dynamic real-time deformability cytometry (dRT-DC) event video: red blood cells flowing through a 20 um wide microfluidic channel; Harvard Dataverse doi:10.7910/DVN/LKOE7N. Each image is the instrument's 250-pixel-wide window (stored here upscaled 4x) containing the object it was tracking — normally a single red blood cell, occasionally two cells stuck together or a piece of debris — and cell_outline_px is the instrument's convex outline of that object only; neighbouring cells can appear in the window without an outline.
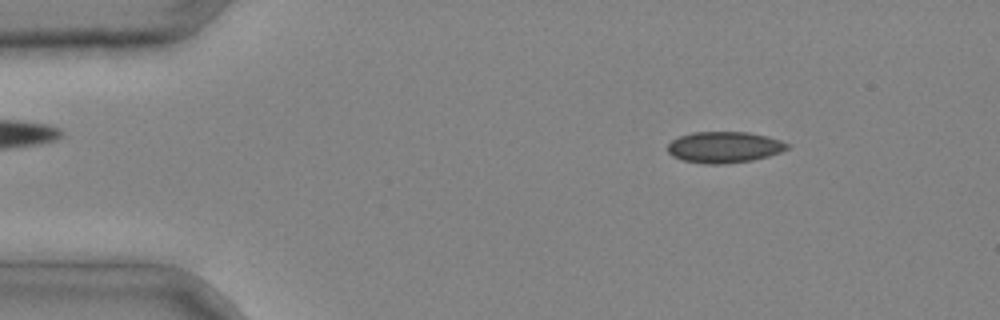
{"species": "common noctule bat (a hibernating species)", "species_latin": "Nyctalus noctula", "temperature_condition": "cold", "stored_images_in_passage": 4, "camera_frame_rate_fps": 3000, "um_per_image_px": 0.085, "animal": {"sex": "male", "body_mass_g": 20.4}, "frame": {"image": 1, "passage_image": 1, "time_ms": 0.0, "image_size_px": [1000, 320], "cell_outline_px": [[792, 144], [788, 148], [780, 152], [768, 156], [752, 160], [720, 164], [708, 164], [684, 160], [672, 156], [668, 152], [668, 144], [672, 140], [680, 136], [692, 132], [748, 132], [768, 136]], "centroid_in_image_um": [61.58, 12.5], "position_along_channel_um": 23.4, "area_um2": 21.68}}
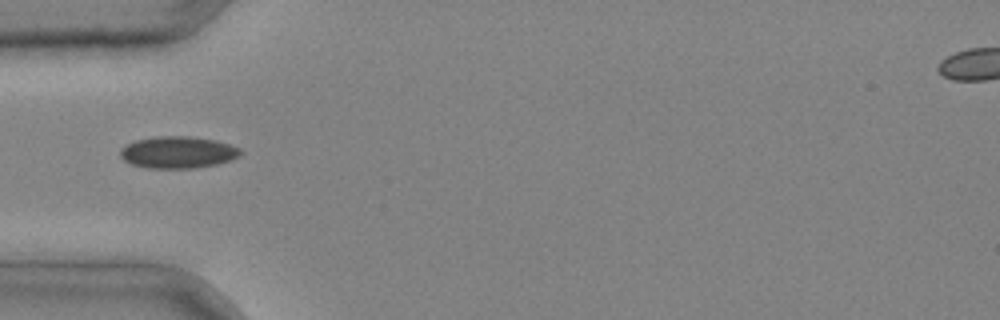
{"frame": {"image": 2, "passage_image": 3, "time_ms": 0.667, "image_size_px": [1000, 320], "cell_outline_px": [[244, 152], [240, 156], [216, 164], [196, 168], [148, 168], [132, 164], [124, 160], [120, 156], [120, 148], [136, 140], [156, 136], [188, 136], [216, 140], [240, 148]], "centroid_in_image_um": [15.13, 12.94], "position_along_channel_um": 69.9, "area_um2": 22.31}}